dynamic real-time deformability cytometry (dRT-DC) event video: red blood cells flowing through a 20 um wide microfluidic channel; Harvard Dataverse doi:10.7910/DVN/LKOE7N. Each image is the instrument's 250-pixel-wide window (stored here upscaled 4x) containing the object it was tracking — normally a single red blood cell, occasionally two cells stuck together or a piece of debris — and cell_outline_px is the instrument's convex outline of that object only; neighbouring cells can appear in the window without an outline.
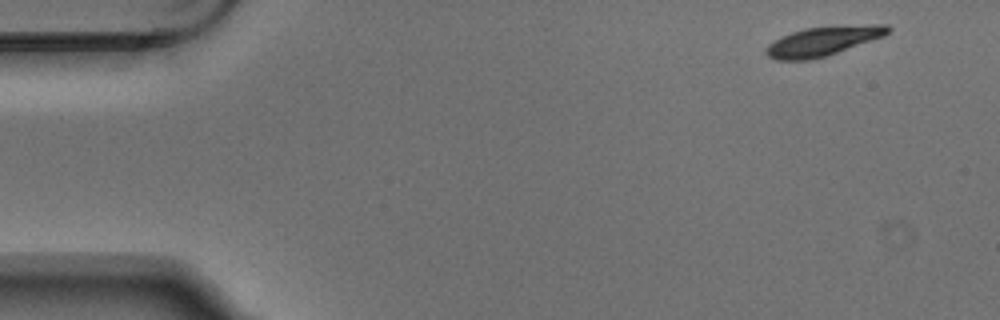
{"species": "Egyptian fruit bat (a non-hibernating species)", "species_latin": "Rousettus aegyptiacus", "temperature_condition": "warm", "stored_images_in_passage": 5, "camera_frame_rate_fps": 3000, "um_per_image_px": 0.085, "animal": {"sex": "male"}, "frame": {"image": 1, "passage_image": 1, "time_ms": 0.0, "image_size_px": [1000, 320], "cell_outline_px": [[892, 28], [884, 36], [824, 56], [808, 60], [776, 60], [768, 56], [764, 52], [764, 48], [768, 44], [792, 32], [804, 28], [872, 24], [888, 24]], "centroid_in_image_um": [69.94, 3.49], "position_along_channel_um": 15.1, "area_um2": 20.46}}
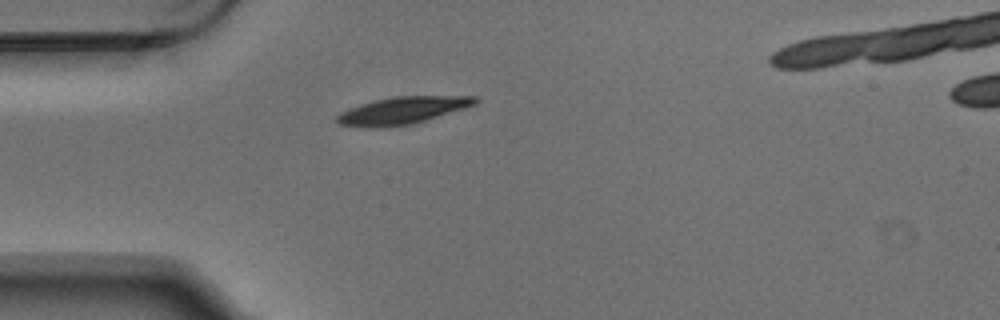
{"frame": {"image": 2, "passage_image": 4, "time_ms": 1.0, "image_size_px": [1000, 320], "cell_outline_px": [[480, 100], [476, 104], [464, 108], [412, 124], [380, 128], [364, 128], [336, 124], [336, 116], [340, 112], [360, 104], [392, 96], [476, 96]], "centroid_in_image_um": [34.16, 9.4], "position_along_channel_um": 50.8, "area_um2": 22.02}}